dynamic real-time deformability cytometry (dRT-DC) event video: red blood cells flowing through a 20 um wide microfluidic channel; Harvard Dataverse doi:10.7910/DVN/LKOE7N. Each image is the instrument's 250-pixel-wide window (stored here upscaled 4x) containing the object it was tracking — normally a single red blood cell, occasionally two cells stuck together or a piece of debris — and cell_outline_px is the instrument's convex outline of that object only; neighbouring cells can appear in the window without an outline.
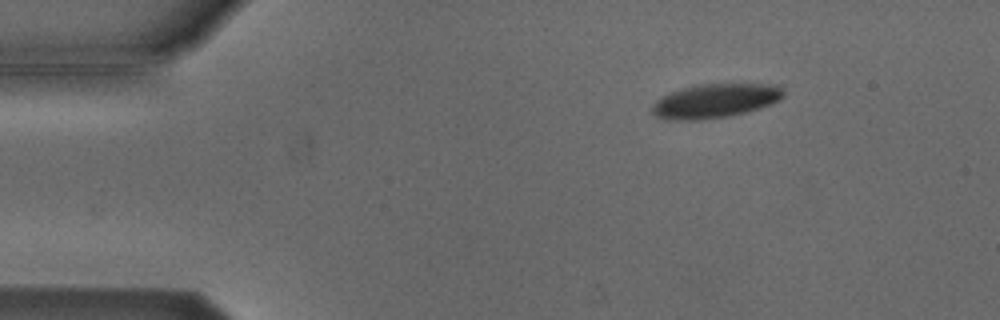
{"species": "Egyptian fruit bat (a non-hibernating species)", "species_latin": "Rousettus aegyptiacus", "temperature_condition": "cold", "stored_images_in_passage": 3, "camera_frame_rate_fps": 3000, "um_per_image_px": 0.085, "animal": {"sex": "male"}, "frame": {"image": 1, "passage_image": 1, "time_ms": 0.0, "image_size_px": [1000, 320], "cell_outline_px": [[784, 96], [780, 100], [760, 108], [744, 112], [724, 116], [700, 120], [672, 120], [656, 116], [652, 112], [652, 104], [656, 100], [668, 92], [680, 88], [700, 84], [780, 84], [784, 92]], "centroid_in_image_um": [60.78, 8.55], "position_along_channel_um": 24.2, "area_um2": 26.13}}
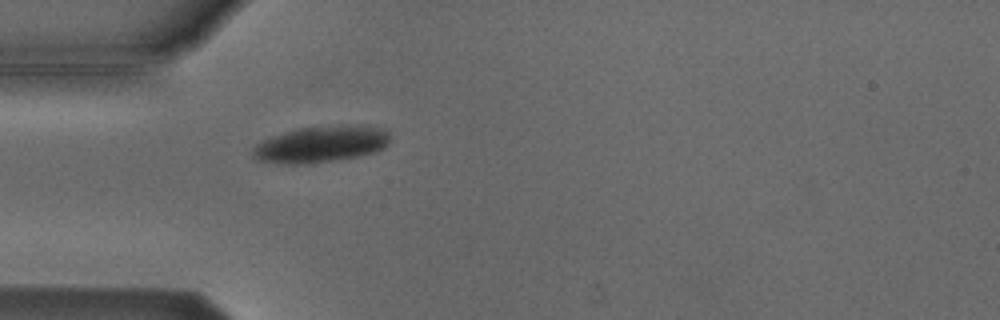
{"frame": {"image": 2, "passage_image": 3, "time_ms": 2.667, "image_size_px": [1000, 320], "cell_outline_px": [[388, 144], [376, 152], [356, 156], [332, 160], [296, 164], [280, 164], [256, 160], [252, 156], [252, 148], [260, 140], [268, 136], [300, 128], [340, 124], [368, 124], [388, 128]], "centroid_in_image_um": [27.28, 12.22], "position_along_channel_um": 57.7, "area_um2": 29.71}}